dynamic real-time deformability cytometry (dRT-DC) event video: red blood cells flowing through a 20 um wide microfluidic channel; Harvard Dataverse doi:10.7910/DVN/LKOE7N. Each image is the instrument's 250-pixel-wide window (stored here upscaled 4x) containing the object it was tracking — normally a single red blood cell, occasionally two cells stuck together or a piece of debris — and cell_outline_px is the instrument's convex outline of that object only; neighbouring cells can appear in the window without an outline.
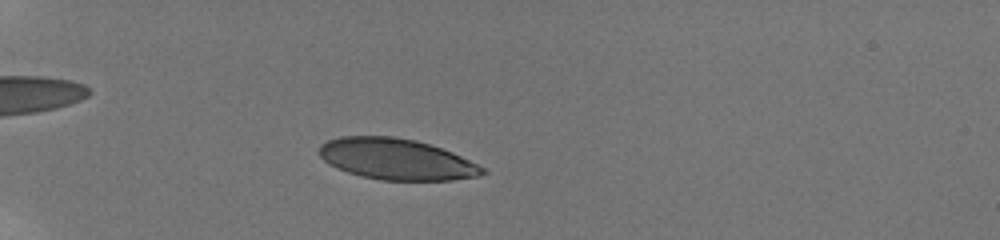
{"species": "human", "species_latin": "Homo sapiens", "temperature_condition": "room temperature", "stored_images_in_passage": 50, "camera_frame_rate_fps": 3000, "um_per_image_px": 0.085, "donor": {"sex": "male"}, "frame": {"image": 1, "passage_image": 12, "time_ms": 3.667, "image_size_px": [1000, 240], "cell_outline_px": [[488, 172], [476, 176], [452, 180], [380, 180], [360, 176], [336, 168], [324, 160], [316, 152], [320, 144], [328, 140], [340, 136], [396, 136], [416, 140], [452, 152], [484, 168]], "centroid_in_image_um": [33.63, 13.52], "position_along_channel_um": 51.4, "area_um2": 39.07}}
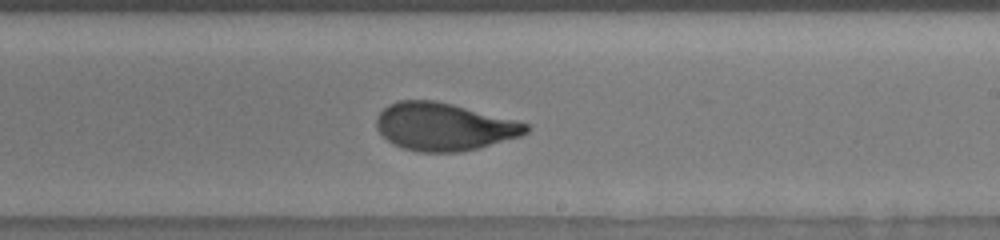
{"frame": {"image": 2, "passage_image": 31, "time_ms": 10.0, "image_size_px": [1000, 240], "cell_outline_px": [[532, 128], [528, 132], [520, 136], [480, 148], [460, 152], [420, 152], [404, 148], [392, 144], [376, 128], [376, 116], [388, 104], [396, 100], [436, 100], [516, 120], [528, 124]], "centroid_in_image_um": [37.73, 10.77], "position_along_channel_um": 251.3, "area_um2": 41.73}}
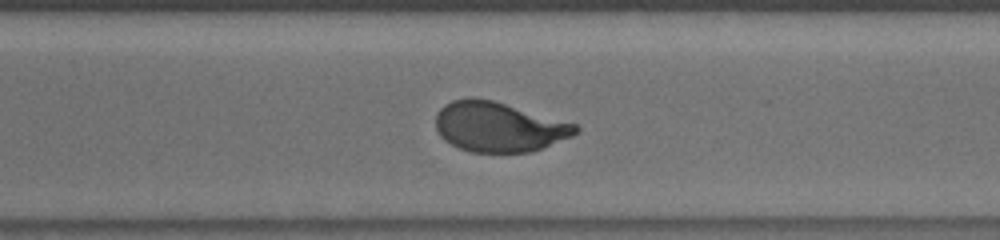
{"frame": {"image": 3, "passage_image": 37, "time_ms": 12.0, "image_size_px": [1000, 240], "cell_outline_px": [[580, 128], [572, 136], [540, 148], [528, 152], [472, 152], [460, 148], [444, 140], [440, 136], [436, 128], [436, 116], [440, 108], [444, 104], [452, 100], [492, 100], [576, 124]], "centroid_in_image_um": [42.38, 10.8], "position_along_channel_um": 328.2, "area_um2": 39.71}, "authors_computed_cell_mechanics": {"area_um2": 40.8068, "velocity_mm_per_s": 3.8481, "shape_relaxation_time_tau1_ms": 5.2362, "shape_relaxation_time_tau2_ms": null, "deformation_change_tau1": 0.2118, "deformation_change_tau2": null}}